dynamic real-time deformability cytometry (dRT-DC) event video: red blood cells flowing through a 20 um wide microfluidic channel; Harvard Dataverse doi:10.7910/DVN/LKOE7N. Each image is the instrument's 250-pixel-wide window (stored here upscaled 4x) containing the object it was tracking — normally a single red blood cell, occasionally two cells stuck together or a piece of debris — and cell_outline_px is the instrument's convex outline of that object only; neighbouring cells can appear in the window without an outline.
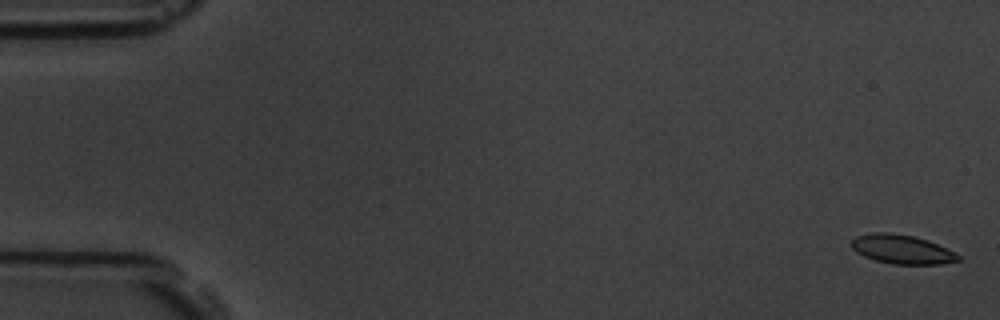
{"species": "common noctule bat (a hibernating species)", "species_latin": "Nyctalus noctula", "temperature_condition": "room temperature", "stored_images_in_passage": 8, "camera_frame_rate_fps": 3000, "um_per_image_px": 0.085, "animal": {"sex": "male", "body_mass_g": 19.5, "forearm_length_mm": 54.6}, "frame": {"image": 1, "passage_image": 1, "time_ms": 0.0, "image_size_px": [1000, 320], "cell_outline_px": [[960, 260], [940, 264], [892, 264], [876, 260], [864, 256], [856, 252], [852, 248], [852, 240], [856, 236], [872, 232], [888, 232], [912, 236], [928, 240], [960, 256]], "centroid_in_image_um": [76.62, 21.19], "position_along_channel_um": 8.4, "area_um2": 17.8}}
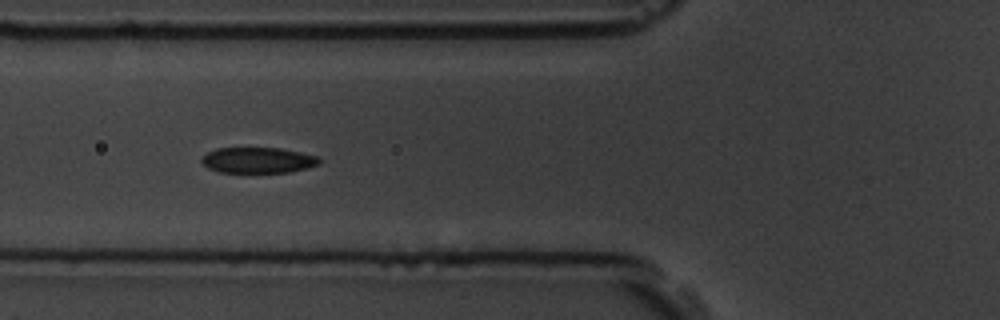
{"frame": {"image": 2, "passage_image": 7, "time_ms": 6.667, "image_size_px": [1000, 320], "cell_outline_px": [[320, 164], [308, 168], [288, 172], [220, 172], [208, 168], [200, 160], [208, 152], [216, 148], [280, 148], [300, 152], [316, 156], [320, 160]], "centroid_in_image_um": [21.93, 13.61], "position_along_channel_um": 103.9, "area_um2": 17.51}}
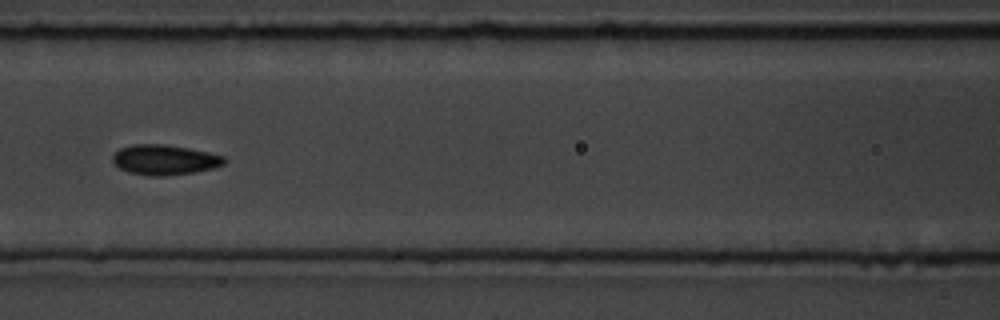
{"frame": {"image": 3, "passage_image": 8, "time_ms": 8.0, "image_size_px": [1000, 320], "cell_outline_px": [[228, 160], [224, 164], [216, 168], [192, 172], [164, 176], [152, 176], [128, 172], [120, 168], [112, 160], [112, 156], [120, 148], [132, 144], [164, 144], [188, 148], [208, 152], [224, 156]], "centroid_in_image_um": [14.02, 13.58], "position_along_channel_um": 152.6, "area_um2": 19.59}}